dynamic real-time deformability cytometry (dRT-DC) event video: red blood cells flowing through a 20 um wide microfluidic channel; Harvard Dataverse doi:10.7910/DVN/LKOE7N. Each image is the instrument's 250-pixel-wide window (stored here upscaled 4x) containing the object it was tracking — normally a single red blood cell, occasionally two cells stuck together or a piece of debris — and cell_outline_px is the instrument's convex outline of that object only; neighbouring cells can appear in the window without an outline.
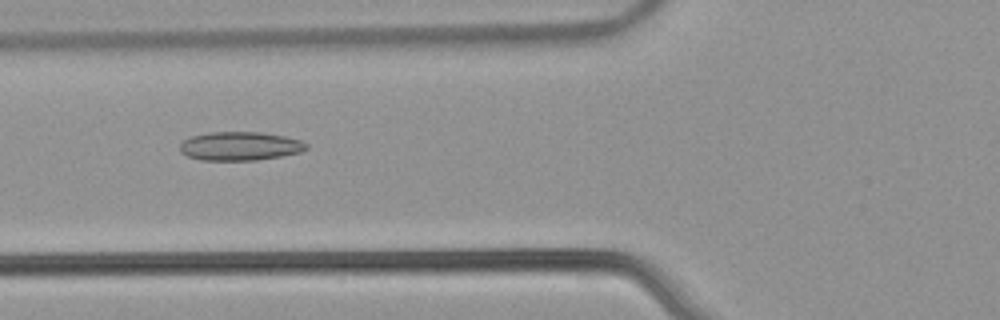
{"species": "common noctule bat (a hibernating species)", "species_latin": "Nyctalus noctula", "temperature_condition": "warm", "stored_images_in_passage": 53, "camera_frame_rate_fps": 3000, "um_per_image_px": 0.085, "animal": {"sex": "male", "body_mass_g": 21.5, "forearm_length_mm": 52.0}, "frame": {"image": 1, "passage_image": 21, "time_ms": 6.667, "image_size_px": [1000, 320], "cell_outline_px": [[308, 148], [300, 152], [280, 156], [256, 160], [200, 160], [188, 156], [180, 152], [180, 144], [188, 136], [208, 132], [260, 132], [284, 136], [300, 140], [308, 144]], "centroid_in_image_um": [20.37, 12.41], "position_along_channel_um": 105.4, "area_um2": 21.21}}
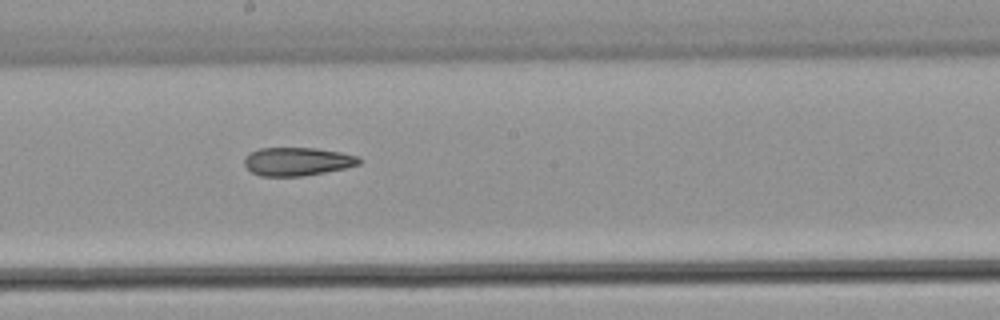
{"frame": {"image": 2, "passage_image": 30, "time_ms": 9.667, "image_size_px": [1000, 320], "cell_outline_px": [[360, 164], [344, 168], [304, 176], [260, 176], [252, 172], [244, 164], [244, 160], [252, 152], [260, 148], [316, 148], [340, 152], [360, 156]], "centroid_in_image_um": [25.29, 13.73], "position_along_channel_um": 222.9, "area_um2": 18.79}}
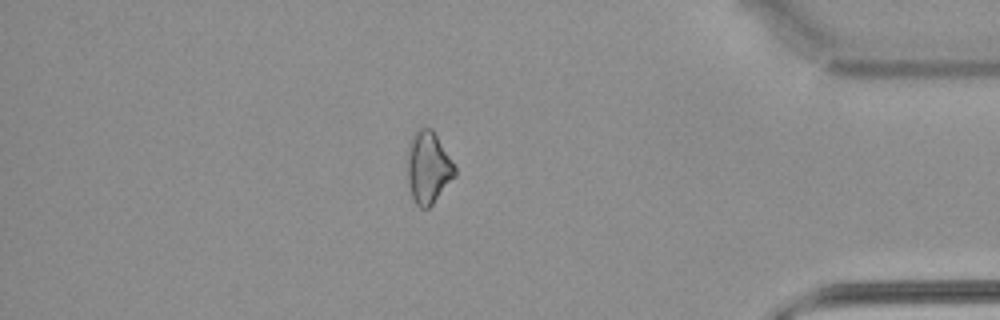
{"frame": {"image": 3, "passage_image": 46, "time_ms": 15.0, "image_size_px": [1000, 320], "cell_outline_px": [[456, 176], [432, 204], [428, 208], [420, 208], [416, 204], [412, 196], [408, 184], [408, 148], [412, 136], [420, 128], [432, 128], [456, 168]], "centroid_in_image_um": [36.4, 14.26], "position_along_channel_um": 398.8, "area_um2": 19.65}, "authors_computed_cell_mechanics": {"area_um2": 20.8658, "velocity_mm_per_s": 3.9183, "shape_relaxation_time_tau1_ms": 10.1174, "shape_relaxation_time_tau2_ms": null, "deformation_change_tau1": 0.1888, "deformation_change_tau2": null}}